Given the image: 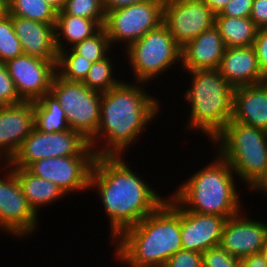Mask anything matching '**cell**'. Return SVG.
Wrapping results in <instances>:
<instances>
[{"label":"cell","mask_w":267,"mask_h":267,"mask_svg":"<svg viewBox=\"0 0 267 267\" xmlns=\"http://www.w3.org/2000/svg\"><path fill=\"white\" fill-rule=\"evenodd\" d=\"M1 164L4 165L3 160L0 159V168H1Z\"/></svg>","instance_id":"bcb514c9"},{"label":"cell","mask_w":267,"mask_h":267,"mask_svg":"<svg viewBox=\"0 0 267 267\" xmlns=\"http://www.w3.org/2000/svg\"><path fill=\"white\" fill-rule=\"evenodd\" d=\"M164 267H203V256L199 252L181 249L167 260Z\"/></svg>","instance_id":"836d02e7"},{"label":"cell","mask_w":267,"mask_h":267,"mask_svg":"<svg viewBox=\"0 0 267 267\" xmlns=\"http://www.w3.org/2000/svg\"><path fill=\"white\" fill-rule=\"evenodd\" d=\"M250 18L258 29L267 28V0H253Z\"/></svg>","instance_id":"8d00e7d4"},{"label":"cell","mask_w":267,"mask_h":267,"mask_svg":"<svg viewBox=\"0 0 267 267\" xmlns=\"http://www.w3.org/2000/svg\"><path fill=\"white\" fill-rule=\"evenodd\" d=\"M163 23L183 48L215 24V14L202 0H165Z\"/></svg>","instance_id":"4fadbf2b"},{"label":"cell","mask_w":267,"mask_h":267,"mask_svg":"<svg viewBox=\"0 0 267 267\" xmlns=\"http://www.w3.org/2000/svg\"><path fill=\"white\" fill-rule=\"evenodd\" d=\"M5 65L23 101H36L49 93L56 74V66L51 61L22 54L7 60Z\"/></svg>","instance_id":"5bb4252c"},{"label":"cell","mask_w":267,"mask_h":267,"mask_svg":"<svg viewBox=\"0 0 267 267\" xmlns=\"http://www.w3.org/2000/svg\"><path fill=\"white\" fill-rule=\"evenodd\" d=\"M164 3L165 0H147L107 11L103 27L111 47L122 44L126 50L147 32L160 26L164 18Z\"/></svg>","instance_id":"9c48e42d"},{"label":"cell","mask_w":267,"mask_h":267,"mask_svg":"<svg viewBox=\"0 0 267 267\" xmlns=\"http://www.w3.org/2000/svg\"><path fill=\"white\" fill-rule=\"evenodd\" d=\"M181 49L167 26L162 23L132 43L124 55H127L134 81L144 83L150 81V84L151 80L163 75L171 67L173 68L174 64L181 65Z\"/></svg>","instance_id":"52a82bcc"},{"label":"cell","mask_w":267,"mask_h":267,"mask_svg":"<svg viewBox=\"0 0 267 267\" xmlns=\"http://www.w3.org/2000/svg\"><path fill=\"white\" fill-rule=\"evenodd\" d=\"M23 54L20 40L15 34L12 16L7 14L0 19V62Z\"/></svg>","instance_id":"f546056e"},{"label":"cell","mask_w":267,"mask_h":267,"mask_svg":"<svg viewBox=\"0 0 267 267\" xmlns=\"http://www.w3.org/2000/svg\"><path fill=\"white\" fill-rule=\"evenodd\" d=\"M250 191L267 171V131L233 121L211 142Z\"/></svg>","instance_id":"8992f818"},{"label":"cell","mask_w":267,"mask_h":267,"mask_svg":"<svg viewBox=\"0 0 267 267\" xmlns=\"http://www.w3.org/2000/svg\"><path fill=\"white\" fill-rule=\"evenodd\" d=\"M214 161L191 175L170 196L184 209L226 219L241 211L236 174L218 153Z\"/></svg>","instance_id":"277c9868"},{"label":"cell","mask_w":267,"mask_h":267,"mask_svg":"<svg viewBox=\"0 0 267 267\" xmlns=\"http://www.w3.org/2000/svg\"><path fill=\"white\" fill-rule=\"evenodd\" d=\"M260 84L267 91V72H264L261 77Z\"/></svg>","instance_id":"ee69618b"},{"label":"cell","mask_w":267,"mask_h":267,"mask_svg":"<svg viewBox=\"0 0 267 267\" xmlns=\"http://www.w3.org/2000/svg\"><path fill=\"white\" fill-rule=\"evenodd\" d=\"M74 155H95L88 140L78 131L70 129L44 133L33 128L8 164L11 167L28 168L41 159Z\"/></svg>","instance_id":"30bf717a"},{"label":"cell","mask_w":267,"mask_h":267,"mask_svg":"<svg viewBox=\"0 0 267 267\" xmlns=\"http://www.w3.org/2000/svg\"><path fill=\"white\" fill-rule=\"evenodd\" d=\"M225 48L252 46L258 28L250 17L215 16Z\"/></svg>","instance_id":"cb8c5ba5"},{"label":"cell","mask_w":267,"mask_h":267,"mask_svg":"<svg viewBox=\"0 0 267 267\" xmlns=\"http://www.w3.org/2000/svg\"><path fill=\"white\" fill-rule=\"evenodd\" d=\"M215 14H220L230 0H202Z\"/></svg>","instance_id":"ab89813d"},{"label":"cell","mask_w":267,"mask_h":267,"mask_svg":"<svg viewBox=\"0 0 267 267\" xmlns=\"http://www.w3.org/2000/svg\"><path fill=\"white\" fill-rule=\"evenodd\" d=\"M126 160L123 155L96 156L89 178V190H97L108 217L111 242L166 200Z\"/></svg>","instance_id":"6da1fadb"},{"label":"cell","mask_w":267,"mask_h":267,"mask_svg":"<svg viewBox=\"0 0 267 267\" xmlns=\"http://www.w3.org/2000/svg\"><path fill=\"white\" fill-rule=\"evenodd\" d=\"M203 267H240V260L231 256L220 245L207 249L202 253Z\"/></svg>","instance_id":"1f68e13d"},{"label":"cell","mask_w":267,"mask_h":267,"mask_svg":"<svg viewBox=\"0 0 267 267\" xmlns=\"http://www.w3.org/2000/svg\"><path fill=\"white\" fill-rule=\"evenodd\" d=\"M232 120L267 131V91L260 83L235 87Z\"/></svg>","instance_id":"44dd1931"},{"label":"cell","mask_w":267,"mask_h":267,"mask_svg":"<svg viewBox=\"0 0 267 267\" xmlns=\"http://www.w3.org/2000/svg\"><path fill=\"white\" fill-rule=\"evenodd\" d=\"M252 191L258 192L260 194L267 195V171L265 176L259 181V183L252 189ZM260 191V192H259ZM267 197V196H266Z\"/></svg>","instance_id":"60d3db41"},{"label":"cell","mask_w":267,"mask_h":267,"mask_svg":"<svg viewBox=\"0 0 267 267\" xmlns=\"http://www.w3.org/2000/svg\"><path fill=\"white\" fill-rule=\"evenodd\" d=\"M34 128L33 101L0 106V159L9 163Z\"/></svg>","instance_id":"2e32d148"},{"label":"cell","mask_w":267,"mask_h":267,"mask_svg":"<svg viewBox=\"0 0 267 267\" xmlns=\"http://www.w3.org/2000/svg\"><path fill=\"white\" fill-rule=\"evenodd\" d=\"M111 44L107 32L102 27L96 34L86 38L72 47V49L82 58L88 59L95 63L107 57L111 50Z\"/></svg>","instance_id":"f1b7e54d"},{"label":"cell","mask_w":267,"mask_h":267,"mask_svg":"<svg viewBox=\"0 0 267 267\" xmlns=\"http://www.w3.org/2000/svg\"><path fill=\"white\" fill-rule=\"evenodd\" d=\"M56 15H74L94 21L106 19L102 0H66L63 10Z\"/></svg>","instance_id":"4dcf8cb0"},{"label":"cell","mask_w":267,"mask_h":267,"mask_svg":"<svg viewBox=\"0 0 267 267\" xmlns=\"http://www.w3.org/2000/svg\"><path fill=\"white\" fill-rule=\"evenodd\" d=\"M217 69L233 87L259 84L262 77L253 46L225 48Z\"/></svg>","instance_id":"ffe728a7"},{"label":"cell","mask_w":267,"mask_h":267,"mask_svg":"<svg viewBox=\"0 0 267 267\" xmlns=\"http://www.w3.org/2000/svg\"><path fill=\"white\" fill-rule=\"evenodd\" d=\"M34 128L44 133L70 130L64 109L49 92L33 101Z\"/></svg>","instance_id":"d4e9b609"},{"label":"cell","mask_w":267,"mask_h":267,"mask_svg":"<svg viewBox=\"0 0 267 267\" xmlns=\"http://www.w3.org/2000/svg\"><path fill=\"white\" fill-rule=\"evenodd\" d=\"M0 172V230L11 237H28L38 230L39 216L25 195L14 169L5 163ZM3 177V178H2Z\"/></svg>","instance_id":"8fae6325"},{"label":"cell","mask_w":267,"mask_h":267,"mask_svg":"<svg viewBox=\"0 0 267 267\" xmlns=\"http://www.w3.org/2000/svg\"><path fill=\"white\" fill-rule=\"evenodd\" d=\"M104 23L105 21H94L74 15H56L55 45L57 51L72 48L93 36L104 26Z\"/></svg>","instance_id":"603a6c76"},{"label":"cell","mask_w":267,"mask_h":267,"mask_svg":"<svg viewBox=\"0 0 267 267\" xmlns=\"http://www.w3.org/2000/svg\"><path fill=\"white\" fill-rule=\"evenodd\" d=\"M147 0H102L105 12L132 4L141 3Z\"/></svg>","instance_id":"f35d334b"},{"label":"cell","mask_w":267,"mask_h":267,"mask_svg":"<svg viewBox=\"0 0 267 267\" xmlns=\"http://www.w3.org/2000/svg\"><path fill=\"white\" fill-rule=\"evenodd\" d=\"M12 22L23 54L51 61L57 65L58 51L53 25L18 16H12Z\"/></svg>","instance_id":"ac0fdd59"},{"label":"cell","mask_w":267,"mask_h":267,"mask_svg":"<svg viewBox=\"0 0 267 267\" xmlns=\"http://www.w3.org/2000/svg\"><path fill=\"white\" fill-rule=\"evenodd\" d=\"M262 254L266 258V267H267V232H266V236H265V241H264V245H263Z\"/></svg>","instance_id":"f6af8a7d"},{"label":"cell","mask_w":267,"mask_h":267,"mask_svg":"<svg viewBox=\"0 0 267 267\" xmlns=\"http://www.w3.org/2000/svg\"><path fill=\"white\" fill-rule=\"evenodd\" d=\"M240 267H266V258L262 253L244 257L240 260Z\"/></svg>","instance_id":"74e56055"},{"label":"cell","mask_w":267,"mask_h":267,"mask_svg":"<svg viewBox=\"0 0 267 267\" xmlns=\"http://www.w3.org/2000/svg\"><path fill=\"white\" fill-rule=\"evenodd\" d=\"M112 244L116 246V260L123 265L164 267L173 254L183 249L181 206L169 195L154 212L125 229Z\"/></svg>","instance_id":"3957f363"},{"label":"cell","mask_w":267,"mask_h":267,"mask_svg":"<svg viewBox=\"0 0 267 267\" xmlns=\"http://www.w3.org/2000/svg\"><path fill=\"white\" fill-rule=\"evenodd\" d=\"M92 62L82 58L72 48L58 51L56 74L70 82H83Z\"/></svg>","instance_id":"4316f807"},{"label":"cell","mask_w":267,"mask_h":267,"mask_svg":"<svg viewBox=\"0 0 267 267\" xmlns=\"http://www.w3.org/2000/svg\"><path fill=\"white\" fill-rule=\"evenodd\" d=\"M253 0H230L220 14L215 16L250 17Z\"/></svg>","instance_id":"e575fe53"},{"label":"cell","mask_w":267,"mask_h":267,"mask_svg":"<svg viewBox=\"0 0 267 267\" xmlns=\"http://www.w3.org/2000/svg\"><path fill=\"white\" fill-rule=\"evenodd\" d=\"M12 168L20 182L23 194L37 214L43 206L52 205L53 202L67 196L56 184L34 175L27 168Z\"/></svg>","instance_id":"7402d4cb"},{"label":"cell","mask_w":267,"mask_h":267,"mask_svg":"<svg viewBox=\"0 0 267 267\" xmlns=\"http://www.w3.org/2000/svg\"><path fill=\"white\" fill-rule=\"evenodd\" d=\"M95 155L50 157L33 162L27 169L69 194L88 191ZM87 189V190H86Z\"/></svg>","instance_id":"7c38bea8"},{"label":"cell","mask_w":267,"mask_h":267,"mask_svg":"<svg viewBox=\"0 0 267 267\" xmlns=\"http://www.w3.org/2000/svg\"><path fill=\"white\" fill-rule=\"evenodd\" d=\"M49 92L64 109L70 128L89 141L98 130L102 94L82 82H70L57 74Z\"/></svg>","instance_id":"ba28073f"},{"label":"cell","mask_w":267,"mask_h":267,"mask_svg":"<svg viewBox=\"0 0 267 267\" xmlns=\"http://www.w3.org/2000/svg\"><path fill=\"white\" fill-rule=\"evenodd\" d=\"M113 61L109 55L104 59L91 64L90 70L82 82L90 90L105 93L119 85L122 81L114 78Z\"/></svg>","instance_id":"83f0119b"},{"label":"cell","mask_w":267,"mask_h":267,"mask_svg":"<svg viewBox=\"0 0 267 267\" xmlns=\"http://www.w3.org/2000/svg\"><path fill=\"white\" fill-rule=\"evenodd\" d=\"M226 218L200 214L181 207V241L183 249L203 253L218 246Z\"/></svg>","instance_id":"e0dca14e"},{"label":"cell","mask_w":267,"mask_h":267,"mask_svg":"<svg viewBox=\"0 0 267 267\" xmlns=\"http://www.w3.org/2000/svg\"><path fill=\"white\" fill-rule=\"evenodd\" d=\"M261 73L267 72V28L258 29L253 42Z\"/></svg>","instance_id":"d590c367"},{"label":"cell","mask_w":267,"mask_h":267,"mask_svg":"<svg viewBox=\"0 0 267 267\" xmlns=\"http://www.w3.org/2000/svg\"><path fill=\"white\" fill-rule=\"evenodd\" d=\"M22 101L8 73L5 62H0V106L18 104Z\"/></svg>","instance_id":"d6a6232c"},{"label":"cell","mask_w":267,"mask_h":267,"mask_svg":"<svg viewBox=\"0 0 267 267\" xmlns=\"http://www.w3.org/2000/svg\"><path fill=\"white\" fill-rule=\"evenodd\" d=\"M8 14L55 27L57 12L44 0H8Z\"/></svg>","instance_id":"484cf974"},{"label":"cell","mask_w":267,"mask_h":267,"mask_svg":"<svg viewBox=\"0 0 267 267\" xmlns=\"http://www.w3.org/2000/svg\"><path fill=\"white\" fill-rule=\"evenodd\" d=\"M244 213L241 211L226 219L219 244L231 256L239 259L262 253L267 232V223L253 220Z\"/></svg>","instance_id":"9a60e30c"},{"label":"cell","mask_w":267,"mask_h":267,"mask_svg":"<svg viewBox=\"0 0 267 267\" xmlns=\"http://www.w3.org/2000/svg\"><path fill=\"white\" fill-rule=\"evenodd\" d=\"M8 14V0H0V19Z\"/></svg>","instance_id":"7bdbcfd3"},{"label":"cell","mask_w":267,"mask_h":267,"mask_svg":"<svg viewBox=\"0 0 267 267\" xmlns=\"http://www.w3.org/2000/svg\"><path fill=\"white\" fill-rule=\"evenodd\" d=\"M47 2L57 13L62 11L66 0H44Z\"/></svg>","instance_id":"b9f144b4"},{"label":"cell","mask_w":267,"mask_h":267,"mask_svg":"<svg viewBox=\"0 0 267 267\" xmlns=\"http://www.w3.org/2000/svg\"><path fill=\"white\" fill-rule=\"evenodd\" d=\"M224 51L222 37L218 29L213 26L181 49V68L185 71L217 69Z\"/></svg>","instance_id":"d6986e66"},{"label":"cell","mask_w":267,"mask_h":267,"mask_svg":"<svg viewBox=\"0 0 267 267\" xmlns=\"http://www.w3.org/2000/svg\"><path fill=\"white\" fill-rule=\"evenodd\" d=\"M135 82L122 81L102 93L98 130L88 141L95 156L123 155L160 112L159 99L146 93L147 83Z\"/></svg>","instance_id":"7a4b0ae2"},{"label":"cell","mask_w":267,"mask_h":267,"mask_svg":"<svg viewBox=\"0 0 267 267\" xmlns=\"http://www.w3.org/2000/svg\"><path fill=\"white\" fill-rule=\"evenodd\" d=\"M186 72L190 73L191 83L184 93L190 107L185 128L201 132L212 142L232 119L235 87L221 76L218 69Z\"/></svg>","instance_id":"5b68a950"}]
</instances>
